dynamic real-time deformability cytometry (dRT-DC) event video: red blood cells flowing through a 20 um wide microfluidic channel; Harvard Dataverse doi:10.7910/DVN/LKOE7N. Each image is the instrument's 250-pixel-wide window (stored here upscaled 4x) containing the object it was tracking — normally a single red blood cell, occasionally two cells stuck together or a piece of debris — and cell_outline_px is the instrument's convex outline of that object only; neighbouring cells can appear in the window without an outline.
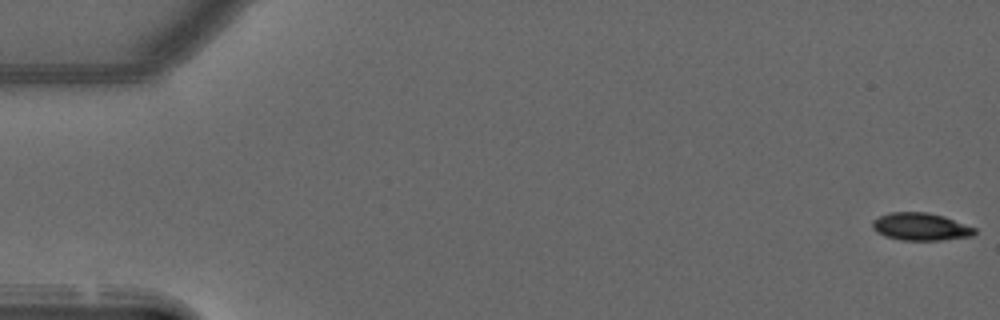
{"species": "common noctule bat (a hibernating species)", "species_latin": "Nyctalus noctula", "temperature_condition": "warm", "stored_images_in_passage": 52, "camera_frame_rate_fps": 3000, "um_per_image_px": 0.085, "animal": {"sex": "male", "forearm_length_mm": 52.5}, "frame": {"image": 1, "passage_image": 1, "time_ms": 0.0, "image_size_px": [1000, 320], "cell_outline_px": [[976, 232], [972, 236], [944, 240], [900, 240], [884, 236], [876, 232], [872, 228], [872, 220], [880, 216], [892, 212], [928, 212], [944, 216], [976, 228]], "centroid_in_image_um": [78.25, 19.27], "position_along_channel_um": 6.8, "area_um2": 16.53}}
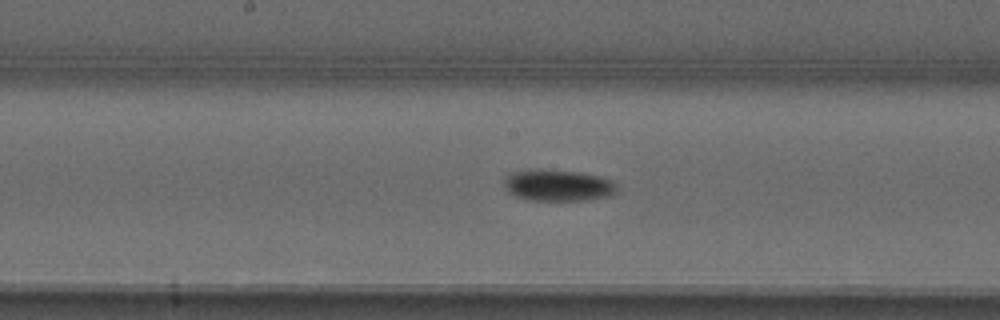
{"frame": {"image": 2, "passage_image": 27, "time_ms": 8.667, "image_size_px": [1000, 320], "cell_outline_px": [[616, 192], [608, 196], [584, 200], [532, 200], [516, 196], [508, 192], [504, 188], [504, 176], [508, 172], [532, 168], [580, 172], [600, 176], [612, 180], [616, 184]], "centroid_in_image_um": [47.37, 15.73], "position_along_channel_um": 200.8, "area_um2": 20.98}}
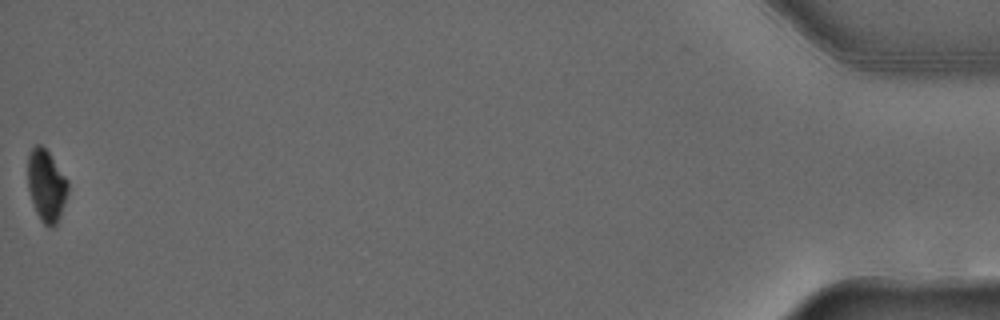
{"frame": {"image": 3, "passage_image": 52, "time_ms": 17.0, "image_size_px": [1000, 320], "cell_outline_px": [[68, 192], [60, 216], [56, 224], [52, 228], [48, 228], [40, 220], [36, 212], [28, 188], [28, 156], [32, 148], [36, 144], [40, 144], [48, 152], [68, 180]], "centroid_in_image_um": [3.94, 15.8], "position_along_channel_um": 431.3, "area_um2": 16.7}, "authors_computed_cell_mechanics": {"area_um2": 18.496, "velocity_mm_per_s": 3.9824, "shape_relaxation_time_tau1_ms": 6.5512, "shape_relaxation_time_tau2_ms": null, "deformation_change_tau1": 0.1756, "deformation_change_tau2": null}}